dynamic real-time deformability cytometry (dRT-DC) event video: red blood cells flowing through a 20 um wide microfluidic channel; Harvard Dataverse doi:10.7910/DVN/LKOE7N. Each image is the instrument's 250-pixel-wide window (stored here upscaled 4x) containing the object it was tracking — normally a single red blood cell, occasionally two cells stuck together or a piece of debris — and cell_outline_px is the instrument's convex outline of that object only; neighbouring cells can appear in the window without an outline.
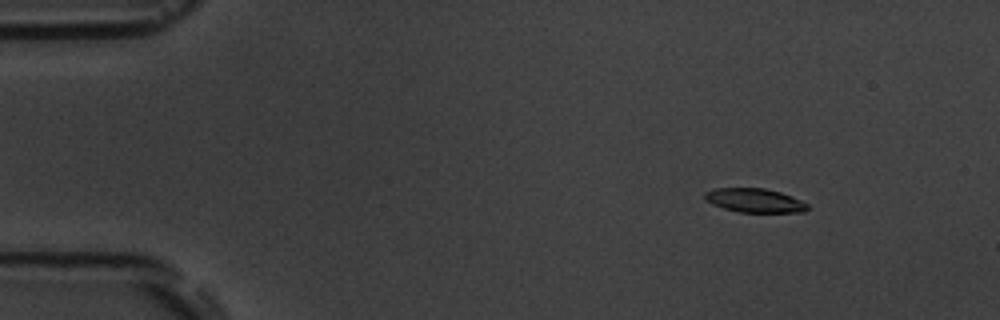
{"species": "common noctule bat (a hibernating species)", "species_latin": "Nyctalus noctula", "temperature_condition": "room temperature", "stored_images_in_passage": 5, "camera_frame_rate_fps": 3000, "um_per_image_px": 0.085, "animal": {"sex": "male", "body_mass_g": 19.5, "forearm_length_mm": 54.6}, "frame": {"image": 1, "passage_image": 3, "time_ms": 2.333, "image_size_px": [1000, 320], "cell_outline_px": [[808, 208], [804, 212], [740, 212], [724, 208], [712, 204], [704, 200], [704, 192], [716, 188], [764, 188], [780, 192], [792, 196], [808, 204]], "centroid_in_image_um": [64.12, 17.03], "position_along_channel_um": 20.9, "area_um2": 14.33}}